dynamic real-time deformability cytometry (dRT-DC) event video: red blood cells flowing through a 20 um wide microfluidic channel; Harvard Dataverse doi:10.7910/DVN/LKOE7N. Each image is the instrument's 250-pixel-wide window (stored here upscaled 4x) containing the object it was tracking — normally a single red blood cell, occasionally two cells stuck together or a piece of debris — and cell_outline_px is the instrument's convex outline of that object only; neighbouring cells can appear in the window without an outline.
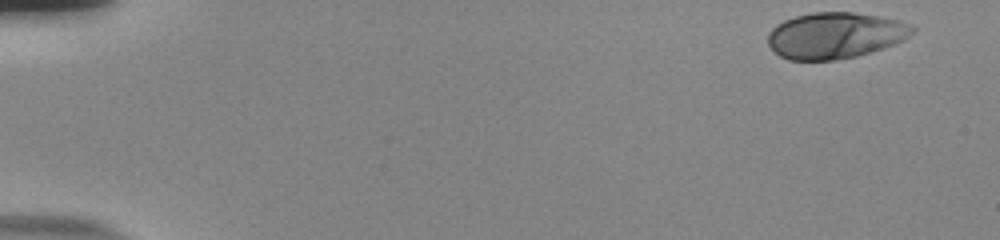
{"species": "human", "species_latin": "Homo sapiens", "temperature_condition": "room temperature", "stored_images_in_passage": 52, "camera_frame_rate_fps": 3000, "um_per_image_px": 0.085, "donor": {"sex": "male"}, "frame": {"image": 1, "passage_image": 1, "time_ms": 0.0, "image_size_px": [1000, 240], "cell_outline_px": [[916, 28], [904, 40], [884, 48], [856, 56], [836, 60], [788, 60], [780, 56], [768, 44], [768, 32], [776, 24], [784, 20], [796, 16], [812, 12], [852, 12], [900, 20], [912, 24]], "centroid_in_image_um": [70.99, 3.01], "position_along_channel_um": 14.0, "area_um2": 38.96}}
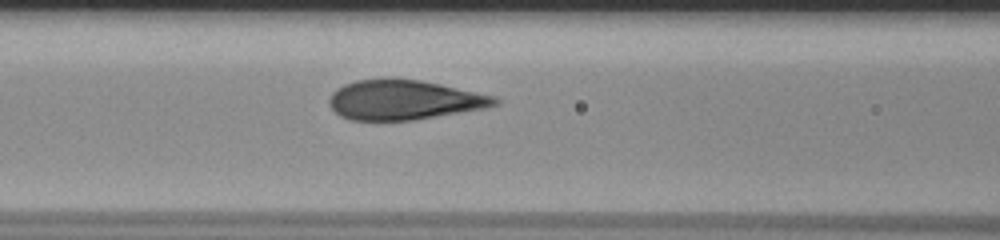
{"frame": {"image": 2, "passage_image": 22, "time_ms": 7.0, "image_size_px": [1000, 240], "cell_outline_px": [[500, 104], [488, 108], [416, 120], [352, 120], [340, 116], [328, 104], [328, 100], [332, 92], [336, 88], [344, 84], [356, 80], [384, 76], [420, 80], [440, 84], [492, 96], [500, 100]], "centroid_in_image_um": [34.31, 8.48], "position_along_channel_um": 132.3, "area_um2": 38.9}}
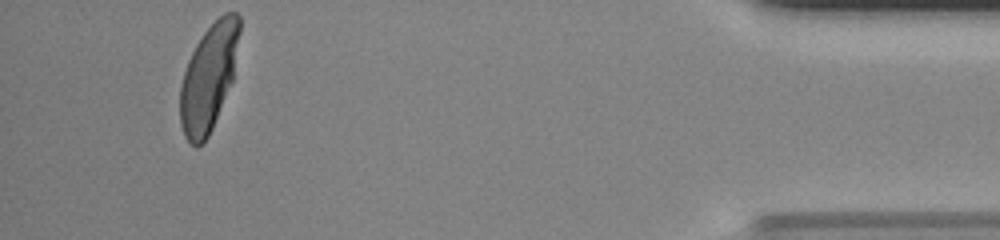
{"frame": {"image": 3, "passage_image": 49, "time_ms": 16.0, "image_size_px": [1000, 240], "cell_outline_px": [[240, 32], [232, 80], [212, 128], [208, 136], [196, 148], [184, 136], [180, 124], [180, 84], [188, 60], [196, 44], [204, 32], [224, 12], [236, 12], [240, 16]], "centroid_in_image_um": [17.73, 6.57], "position_along_channel_um": 417.5, "area_um2": 36.47}, "authors_computed_cell_mechanics": {"area_um2": 38.8705, "velocity_mm_per_s": 3.8226, "shape_relaxation_time_tau1_ms": 3.7765, "shape_relaxation_time_tau2_ms": null, "deformation_change_tau1": 0.2224, "deformation_change_tau2": null}}